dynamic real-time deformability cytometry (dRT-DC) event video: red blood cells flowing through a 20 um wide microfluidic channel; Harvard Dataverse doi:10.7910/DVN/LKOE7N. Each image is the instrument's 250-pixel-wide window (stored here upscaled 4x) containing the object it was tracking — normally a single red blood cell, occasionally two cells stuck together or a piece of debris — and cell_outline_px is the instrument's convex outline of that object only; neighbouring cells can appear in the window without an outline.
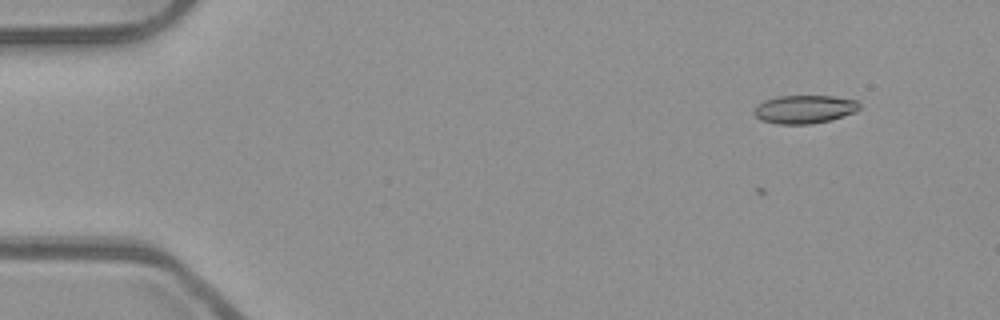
{"species": "common noctule bat (a hibernating species)", "species_latin": "Nyctalus noctula", "temperature_condition": "room temperature", "stored_images_in_passage": 3, "camera_frame_rate_fps": 3000, "um_per_image_px": 0.085, "animal": {"sex": "male", "body_mass_g": 23.1, "forearm_length_mm": 52.7}, "frame": {"image": 1, "passage_image": 3, "time_ms": 0.667, "image_size_px": [1000, 320], "cell_outline_px": [[860, 108], [856, 112], [844, 116], [812, 124], [776, 124], [760, 120], [752, 112], [756, 104], [764, 100], [776, 96], [832, 96], [860, 100]], "centroid_in_image_um": [68.37, 9.28], "position_along_channel_um": 16.6, "area_um2": 17.69}}